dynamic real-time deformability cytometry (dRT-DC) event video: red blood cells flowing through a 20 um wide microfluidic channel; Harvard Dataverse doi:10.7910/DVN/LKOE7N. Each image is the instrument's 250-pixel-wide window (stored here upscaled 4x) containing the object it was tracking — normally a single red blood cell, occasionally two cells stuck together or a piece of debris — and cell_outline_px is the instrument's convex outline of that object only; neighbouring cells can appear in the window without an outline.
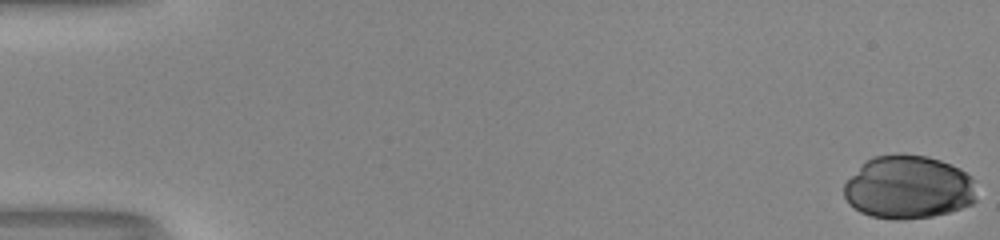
{"species": "human", "species_latin": "Homo sapiens", "temperature_condition": "room temperature", "stored_images_in_passage": 53, "camera_frame_rate_fps": 3000, "um_per_image_px": 0.085, "donor": {"sex": "male"}, "frame": {"image": 1, "passage_image": 1, "time_ms": 0.0, "image_size_px": [1000, 240], "cell_outline_px": [[976, 200], [972, 204], [948, 212], [932, 216], [900, 220], [896, 220], [872, 216], [860, 212], [848, 204], [844, 196], [844, 184], [872, 156], [896, 152], [928, 156], [940, 160], [960, 168], [972, 176]], "centroid_in_image_um": [77.22, 15.91], "position_along_channel_um": 7.8, "area_um2": 49.13}}
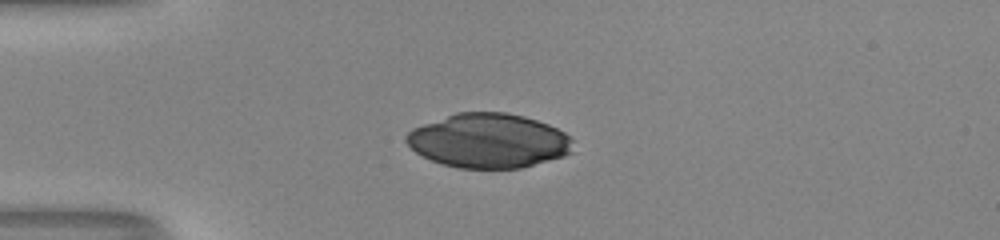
{"frame": {"image": 2, "passage_image": 15, "time_ms": 4.667, "image_size_px": [1000, 240], "cell_outline_px": [[572, 152], [564, 156], [520, 168], [456, 168], [432, 160], [416, 152], [404, 140], [404, 136], [412, 128], [456, 112], [504, 112], [524, 116], [548, 124], [564, 132], [572, 140]], "centroid_in_image_um": [41.52, 11.96], "position_along_channel_um": 43.5, "area_um2": 52.66}}